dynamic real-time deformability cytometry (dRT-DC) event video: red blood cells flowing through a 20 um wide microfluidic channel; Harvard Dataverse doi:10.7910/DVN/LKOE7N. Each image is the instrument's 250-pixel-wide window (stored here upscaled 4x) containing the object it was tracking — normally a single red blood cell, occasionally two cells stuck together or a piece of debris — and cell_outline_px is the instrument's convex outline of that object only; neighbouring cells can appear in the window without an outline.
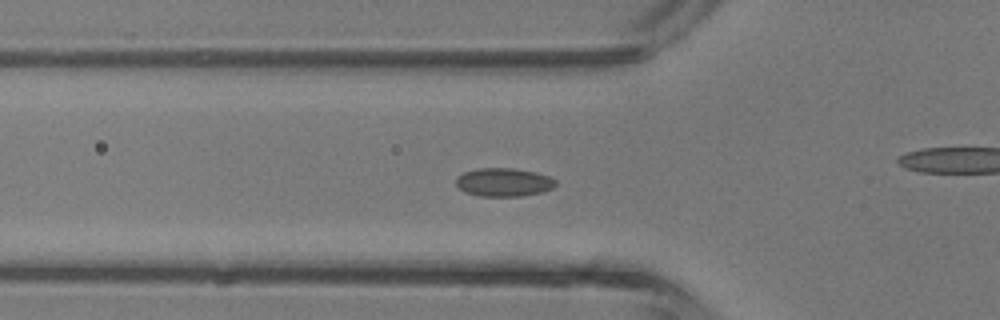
{"species": "common noctule bat (a hibernating species)", "species_latin": "Nyctalus noctula", "temperature_condition": "room temperature", "stored_images_in_passage": 42, "camera_frame_rate_fps": 3000, "um_per_image_px": 0.085, "animal": {"sex": "male", "body_mass_g": 13.3}, "frame": {"image": 1, "passage_image": 14, "time_ms": 4.333, "image_size_px": [1000, 320], "cell_outline_px": [[556, 184], [552, 188], [540, 192], [520, 196], [480, 196], [464, 192], [456, 184], [456, 176], [464, 172], [476, 168], [512, 168], [536, 172], [548, 176], [556, 180]], "centroid_in_image_um": [42.78, 15.48], "position_along_channel_um": 83.0, "area_um2": 16.47}}
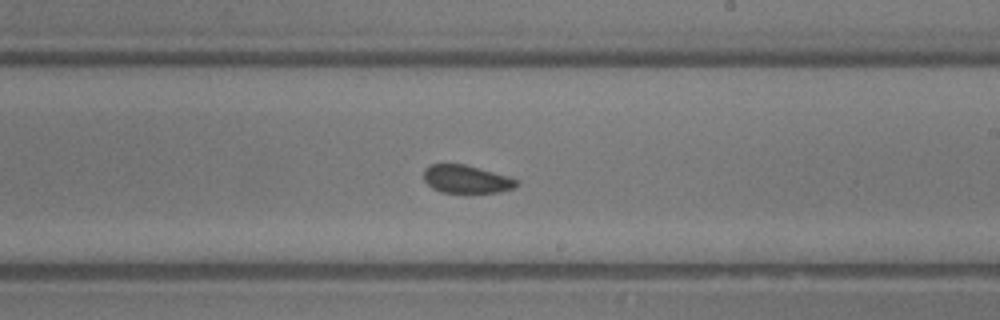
{"frame": {"image": 2, "passage_image": 24, "time_ms": 7.667, "image_size_px": [1000, 320], "cell_outline_px": [[520, 184], [512, 188], [500, 192], [440, 192], [432, 188], [424, 180], [424, 168], [428, 164], [464, 164], [492, 172], [516, 180]], "centroid_in_image_um": [39.57, 15.23], "position_along_channel_um": 249.4, "area_um2": 14.85}}
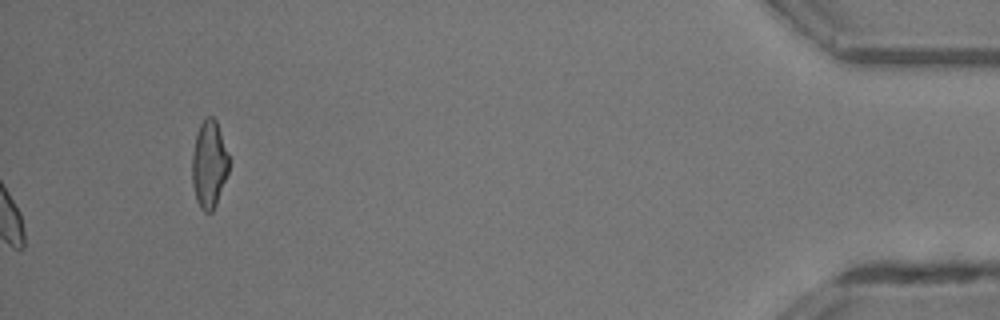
{"frame": {"image": 3, "passage_image": 42, "time_ms": 13.667, "image_size_px": [1000, 320], "cell_outline_px": [[228, 172], [216, 204], [212, 212], [204, 212], [200, 208], [196, 200], [192, 184], [192, 156], [196, 136], [200, 124], [204, 116], [212, 116], [216, 120], [228, 152]], "centroid_in_image_um": [17.76, 13.96], "position_along_channel_um": 417.4, "area_um2": 18.73}, "authors_computed_cell_mechanics": {"area_um2": 15.9239, "velocity_mm_per_s": 4.9736, "shape_relaxation_time_tau1_ms": null, "shape_relaxation_time_tau2_ms": 4.2827, "deformation_change_tau1": null, "deformation_change_tau2": 0.0961}}